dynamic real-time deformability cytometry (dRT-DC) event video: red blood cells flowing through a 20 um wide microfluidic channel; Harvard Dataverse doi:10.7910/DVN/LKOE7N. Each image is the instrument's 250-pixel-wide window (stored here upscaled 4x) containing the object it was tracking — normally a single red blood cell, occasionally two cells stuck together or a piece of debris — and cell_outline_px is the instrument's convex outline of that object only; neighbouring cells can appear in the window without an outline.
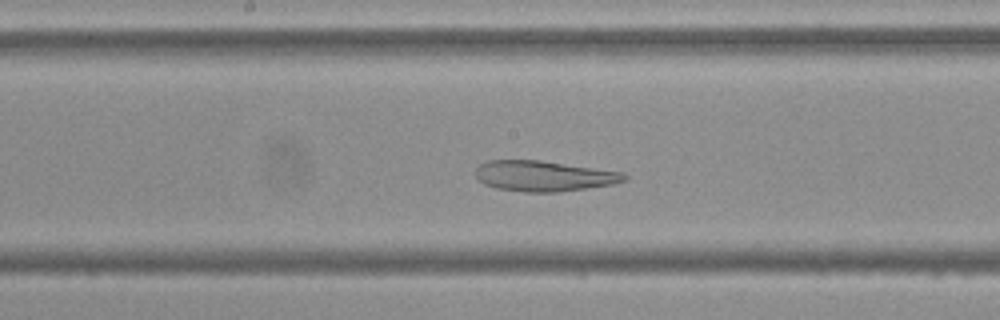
{"species": "Egyptian fruit bat (a non-hibernating species)", "species_latin": "Rousettus aegyptiacus", "temperature_condition": "cold", "stored_images_in_passage": 53, "camera_frame_rate_fps": 3000, "um_per_image_px": 0.085, "frame": {"image": 1, "passage_image": 25, "time_ms": 8.0, "image_size_px": [1000, 320], "cell_outline_px": [[628, 180], [612, 184], [588, 188], [556, 192], [524, 192], [496, 188], [484, 184], [476, 180], [476, 168], [480, 164], [488, 160], [540, 160], [624, 172], [628, 176]], "centroid_in_image_um": [46.22, 14.96], "position_along_channel_um": 202.0, "area_um2": 26.65}}
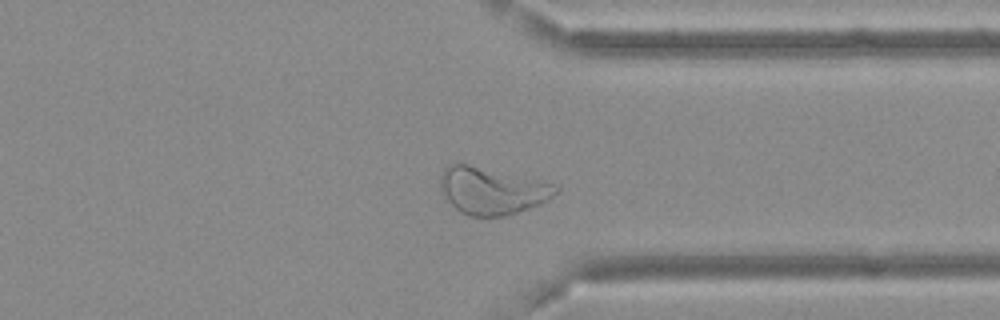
{"frame": {"image": 2, "passage_image": 39, "time_ms": 12.667, "image_size_px": [1000, 320], "cell_outline_px": [[560, 188], [548, 200], [528, 208], [504, 216], [468, 216], [460, 212], [440, 192], [440, 172], [448, 164], [468, 164], [536, 180], [552, 184]], "centroid_in_image_um": [41.74, 16.21], "position_along_channel_um": 369.7, "area_um2": 31.1}}
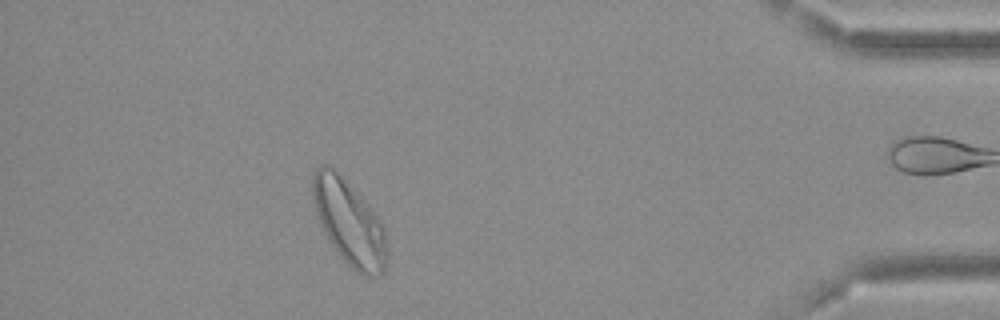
{"frame": {"image": 3, "passage_image": 46, "time_ms": 15.0, "image_size_px": [1000, 320], "cell_outline_px": [[388, 264], [384, 272], [380, 276], [364, 276], [356, 272], [340, 256], [328, 240], [316, 216], [312, 196], [312, 176], [316, 168], [320, 164], [328, 164], [368, 204], [380, 220], [384, 228], [388, 248]], "centroid_in_image_um": [29.69, 18.97], "position_along_channel_um": 405.5, "area_um2": 36.99}}